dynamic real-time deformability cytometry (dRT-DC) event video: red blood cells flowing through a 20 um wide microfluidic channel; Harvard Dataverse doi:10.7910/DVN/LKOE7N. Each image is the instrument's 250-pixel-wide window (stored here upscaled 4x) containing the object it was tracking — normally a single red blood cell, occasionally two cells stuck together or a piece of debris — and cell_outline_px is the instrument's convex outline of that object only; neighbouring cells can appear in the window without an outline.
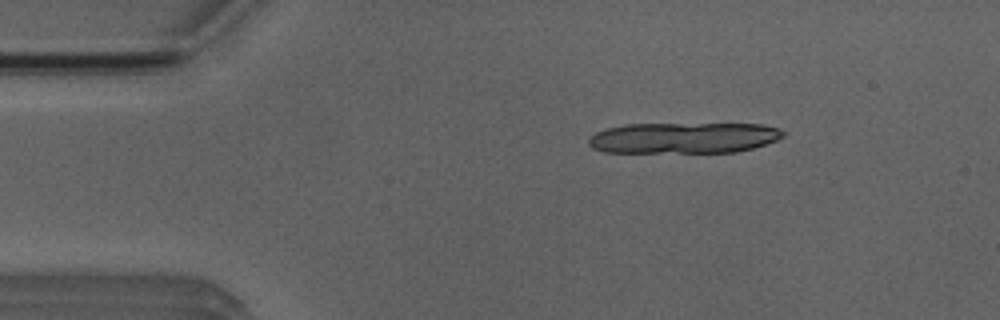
{"species": "Egyptian fruit bat (a non-hibernating species)", "species_latin": "Rousettus aegyptiacus", "temperature_condition": "room temperature", "stored_images_in_passage": 5, "camera_frame_rate_fps": 3000, "um_per_image_px": 0.085, "animal": {"sex": "male"}, "frame": {"image": 1, "passage_image": 2, "time_ms": 1.333, "image_size_px": [1000, 320], "cell_outline_px": [[784, 136], [776, 140], [752, 148], [736, 152], [604, 152], [592, 148], [588, 144], [588, 140], [596, 132], [604, 128], [624, 124], [764, 124], [776, 128], [784, 132]], "centroid_in_image_um": [58.07, 11.71], "position_along_channel_um": 26.9, "area_um2": 35.03}}